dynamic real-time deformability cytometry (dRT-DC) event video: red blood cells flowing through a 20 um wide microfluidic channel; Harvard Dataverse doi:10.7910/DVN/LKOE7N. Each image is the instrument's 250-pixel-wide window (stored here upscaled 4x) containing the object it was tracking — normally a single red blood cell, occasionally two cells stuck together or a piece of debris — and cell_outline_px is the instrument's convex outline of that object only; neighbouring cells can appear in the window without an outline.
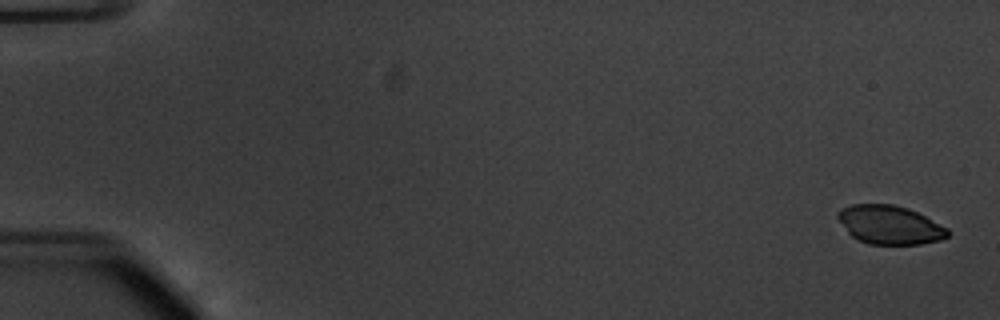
{"species": "common noctule bat (a hibernating species)", "species_latin": "Nyctalus noctula", "temperature_condition": "warm", "stored_images_in_passage": 55, "camera_frame_rate_fps": 3000, "um_per_image_px": 0.085, "animal": {"sex": "male", "body_mass_g": 20.1, "forearm_length_mm": 53.5}, "frame": {"image": 1, "passage_image": 2, "time_ms": 0.333, "image_size_px": [1000, 320], "cell_outline_px": [[948, 236], [940, 240], [920, 244], [868, 244], [852, 236], [848, 232], [836, 216], [836, 212], [840, 208], [852, 204], [892, 204], [908, 208], [948, 228]], "centroid_in_image_um": [75.6, 19.1], "position_along_channel_um": 9.4, "area_um2": 24.62}}
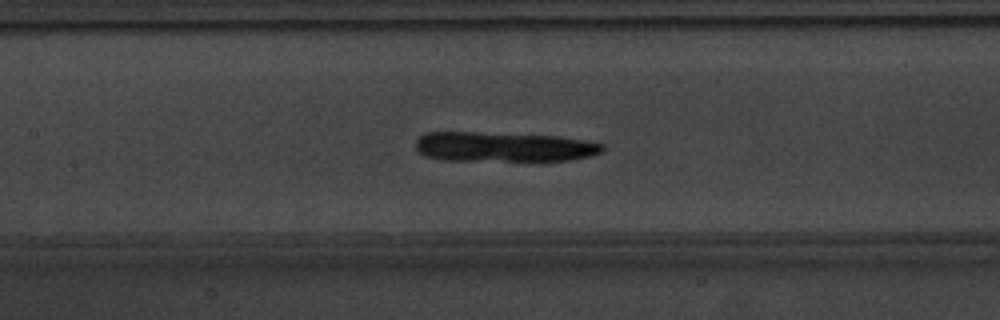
{"frame": {"image": 2, "passage_image": 27, "time_ms": 8.667, "image_size_px": [1000, 320], "cell_outline_px": [[604, 148], [600, 152], [588, 156], [572, 160], [440, 160], [424, 156], [416, 148], [416, 140], [424, 132], [476, 132], [556, 136], [584, 140], [604, 144]], "centroid_in_image_um": [42.76, 12.48], "position_along_channel_um": 164.6, "area_um2": 32.25}}
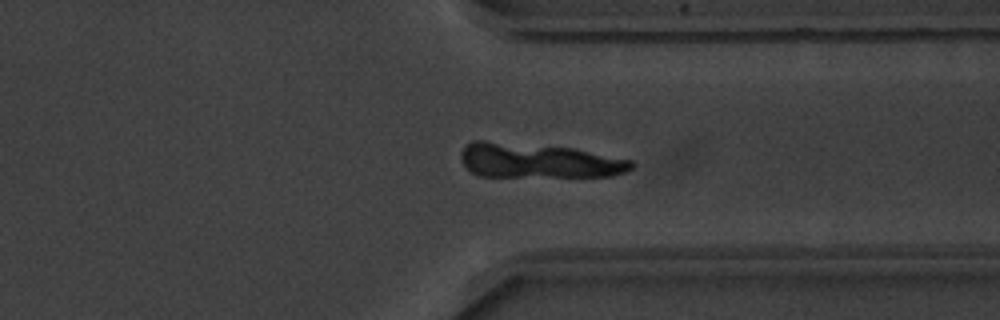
{"frame": {"image": 3, "passage_image": 43, "time_ms": 14.0, "image_size_px": [1000, 320], "cell_outline_px": [[636, 164], [632, 168], [624, 172], [612, 176], [480, 176], [472, 172], [460, 160], [460, 152], [464, 144], [472, 140], [484, 140], [572, 148], [632, 160]], "centroid_in_image_um": [45.71, 13.65], "position_along_channel_um": 365.7, "area_um2": 34.39}}